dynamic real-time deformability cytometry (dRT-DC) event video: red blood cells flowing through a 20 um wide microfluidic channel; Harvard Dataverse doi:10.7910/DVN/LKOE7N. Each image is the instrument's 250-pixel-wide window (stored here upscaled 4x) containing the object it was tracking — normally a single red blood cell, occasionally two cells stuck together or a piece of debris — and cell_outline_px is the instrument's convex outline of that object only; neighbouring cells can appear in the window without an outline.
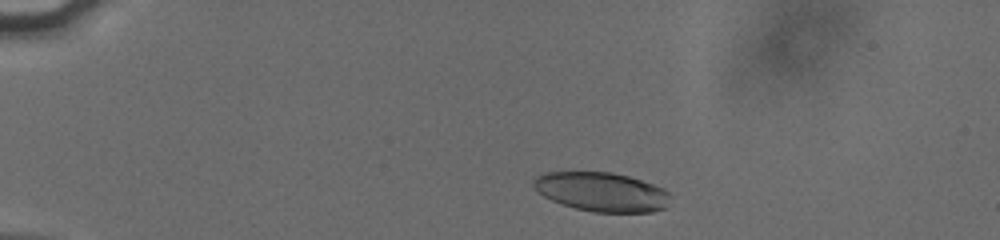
{"species": "human", "species_latin": "Homo sapiens", "temperature_condition": "cold", "stored_images_in_passage": 41, "camera_frame_rate_fps": 3000, "um_per_image_px": 0.085, "donor": {"sex": "male"}, "frame": {"image": 1, "passage_image": 5, "time_ms": 1.333, "image_size_px": [1000, 240], "cell_outline_px": [[672, 196], [664, 208], [652, 212], [592, 212], [576, 208], [552, 200], [544, 196], [532, 184], [532, 180], [536, 176], [544, 172], [612, 172], [628, 176], [664, 188]], "centroid_in_image_um": [51.15, 16.3], "position_along_channel_um": 33.9, "area_um2": 31.1}}
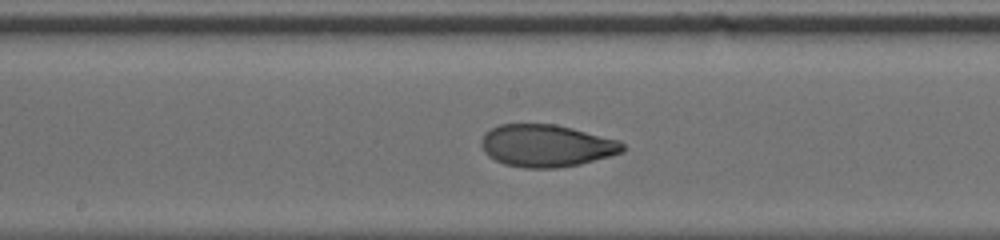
{"frame": {"image": 2, "passage_image": 24, "time_ms": 7.667, "image_size_px": [1000, 240], "cell_outline_px": [[624, 152], [580, 164], [556, 168], [524, 168], [504, 164], [488, 156], [484, 152], [480, 144], [480, 140], [484, 132], [500, 124], [556, 124], [620, 140], [624, 144]], "centroid_in_image_um": [46.43, 12.38], "position_along_channel_um": 201.8, "area_um2": 35.03}}
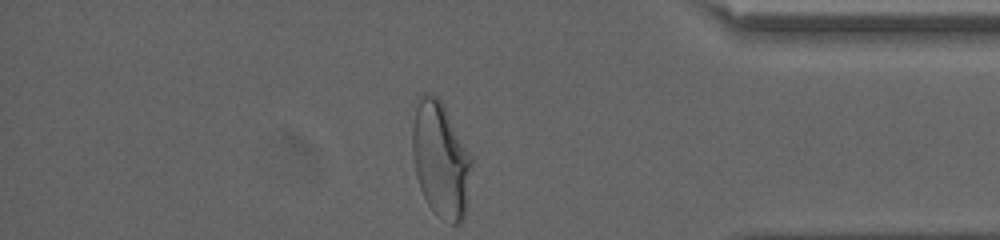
{"frame": {"image": 3, "passage_image": 41, "time_ms": 13.333, "image_size_px": [1000, 240], "cell_outline_px": [[472, 164], [464, 220], [460, 224], [452, 224], [436, 212], [428, 204], [420, 188], [416, 176], [412, 156], [412, 128], [416, 108], [420, 96], [424, 92], [436, 96], [440, 100], [472, 156]], "centroid_in_image_um": [37.45, 13.58], "position_along_channel_um": 397.7, "area_um2": 39.42}, "authors_computed_cell_mechanics": {"area_um2": 34.7378, "velocity_mm_per_s": 3.8281, "shape_relaxation_time_tau1_ms": 5.1188, "shape_relaxation_time_tau2_ms": 1.2652, "deformation_change_tau1": 0.1976, "deformation_change_tau2": 0.0605}}